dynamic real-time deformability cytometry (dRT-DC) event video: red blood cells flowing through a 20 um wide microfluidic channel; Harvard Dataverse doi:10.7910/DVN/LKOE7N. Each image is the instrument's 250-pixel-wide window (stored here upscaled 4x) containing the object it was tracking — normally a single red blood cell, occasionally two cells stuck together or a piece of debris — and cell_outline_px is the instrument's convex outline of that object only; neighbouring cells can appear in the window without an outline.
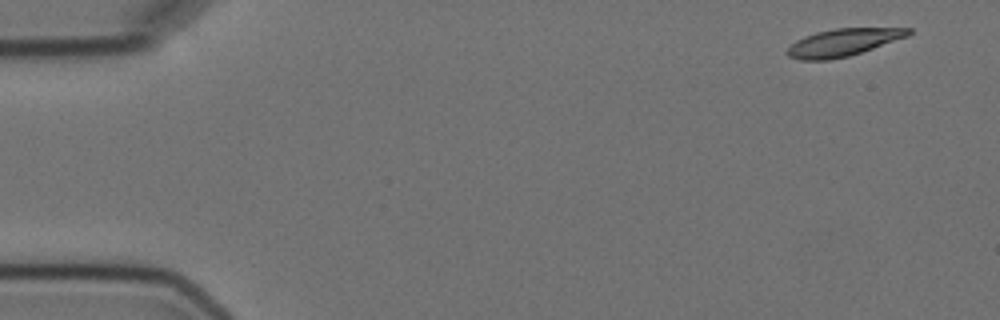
{"species": "Egyptian fruit bat (a non-hibernating species)", "species_latin": "Rousettus aegyptiacus", "temperature_condition": "cold", "stored_images_in_passage": 6, "camera_frame_rate_fps": 3000, "um_per_image_px": 0.085, "animal": {"sex": "female"}, "frame": {"image": 1, "passage_image": 1, "time_ms": 0.0, "image_size_px": [1000, 320], "cell_outline_px": [[912, 32], [908, 36], [848, 56], [828, 60], [800, 60], [788, 56], [788, 48], [796, 40], [804, 36], [816, 32], [836, 28], [912, 28]], "centroid_in_image_um": [71.65, 3.6], "position_along_channel_um": 13.3, "area_um2": 19.07}}
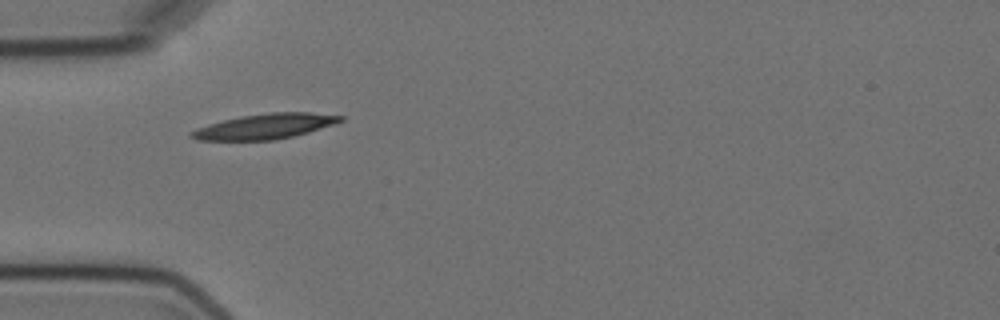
{"frame": {"image": 2, "passage_image": 5, "time_ms": 4.667, "image_size_px": [1000, 320], "cell_outline_px": [[344, 120], [336, 124], [308, 132], [292, 136], [272, 140], [196, 140], [188, 136], [188, 132], [196, 128], [208, 124], [240, 116], [268, 112], [312, 112], [344, 116]], "centroid_in_image_um": [22.52, 10.73], "position_along_channel_um": 62.5, "area_um2": 22.02}}
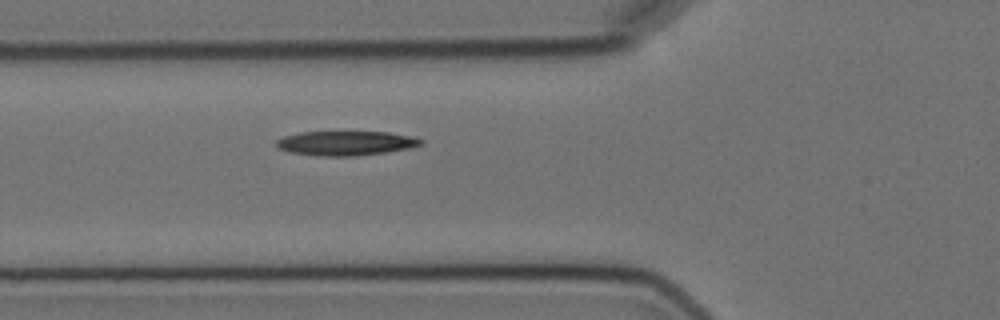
{"frame": {"image": 3, "passage_image": 6, "time_ms": 5.667, "image_size_px": [1000, 320], "cell_outline_px": [[424, 144], [408, 148], [384, 152], [356, 156], [316, 156], [288, 152], [280, 148], [276, 144], [276, 140], [284, 136], [300, 132], [388, 132], [408, 136], [424, 140]], "centroid_in_image_um": [29.36, 12.17], "position_along_channel_um": 96.4, "area_um2": 20.46}}